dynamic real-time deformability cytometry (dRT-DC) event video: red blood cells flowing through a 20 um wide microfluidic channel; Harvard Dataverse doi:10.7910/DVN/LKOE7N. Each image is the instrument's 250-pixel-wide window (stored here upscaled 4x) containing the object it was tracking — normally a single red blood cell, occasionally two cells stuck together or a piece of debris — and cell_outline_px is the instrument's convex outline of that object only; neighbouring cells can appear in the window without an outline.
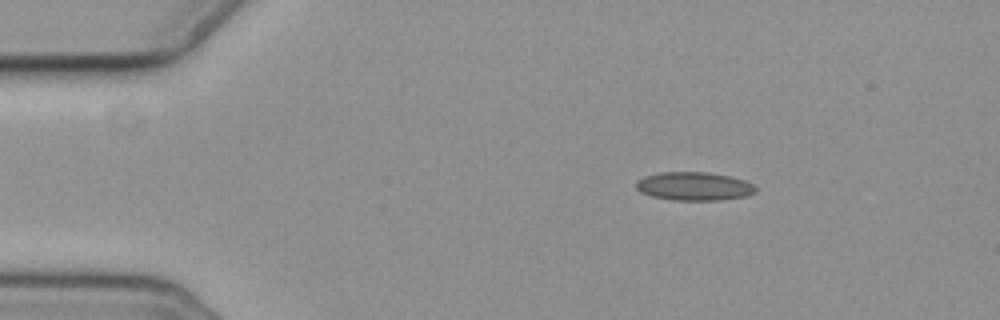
{"species": "common noctule bat (a hibernating species)", "species_latin": "Nyctalus noctula", "temperature_condition": "cold", "stored_images_in_passage": 4, "camera_frame_rate_fps": 3000, "um_per_image_px": 0.085, "animal": {"sex": "female", "body_mass_g": 19.3, "forearm_length_mm": 54.1}, "frame": {"image": 1, "passage_image": 1, "time_ms": 0.0, "image_size_px": [1000, 320], "cell_outline_px": [[756, 192], [744, 196], [720, 200], [672, 200], [652, 196], [640, 192], [636, 188], [636, 180], [644, 176], [660, 172], [708, 172], [728, 176], [744, 180], [752, 184], [756, 188]], "centroid_in_image_um": [58.96, 15.83], "position_along_channel_um": 26.0, "area_um2": 19.77}}
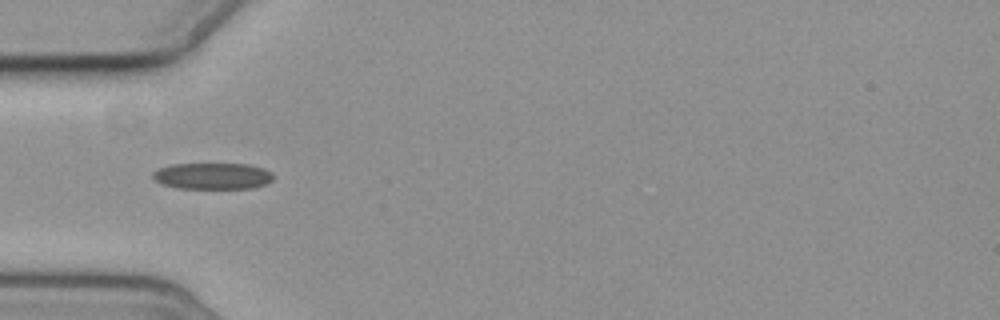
{"frame": {"image": 2, "passage_image": 3, "time_ms": 3.0, "image_size_px": [1000, 320], "cell_outline_px": [[272, 180], [264, 184], [252, 188], [176, 188], [160, 184], [152, 176], [152, 172], [160, 168], [172, 164], [248, 164], [264, 168], [272, 172]], "centroid_in_image_um": [18.05, 14.96], "position_along_channel_um": 66.9, "area_um2": 18.5}}
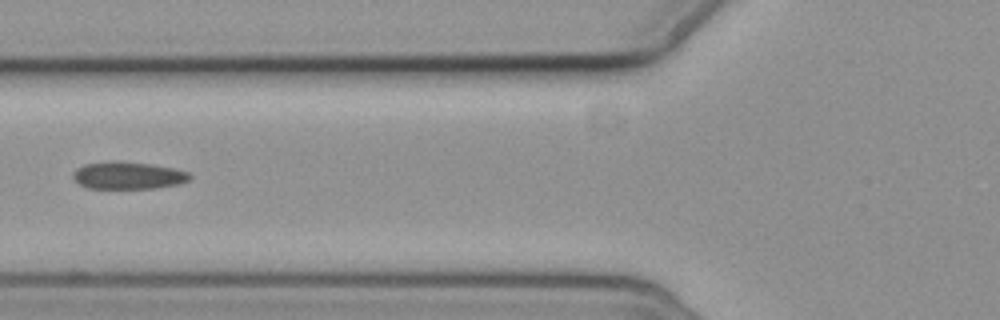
{"frame": {"image": 3, "passage_image": 4, "time_ms": 4.333, "image_size_px": [1000, 320], "cell_outline_px": [[192, 176], [188, 180], [180, 184], [156, 188], [88, 188], [80, 184], [72, 176], [72, 172], [76, 168], [84, 164], [116, 160], [152, 164], [172, 168], [188, 172]], "centroid_in_image_um": [10.88, 14.9], "position_along_channel_um": 114.9, "area_um2": 18.67}}